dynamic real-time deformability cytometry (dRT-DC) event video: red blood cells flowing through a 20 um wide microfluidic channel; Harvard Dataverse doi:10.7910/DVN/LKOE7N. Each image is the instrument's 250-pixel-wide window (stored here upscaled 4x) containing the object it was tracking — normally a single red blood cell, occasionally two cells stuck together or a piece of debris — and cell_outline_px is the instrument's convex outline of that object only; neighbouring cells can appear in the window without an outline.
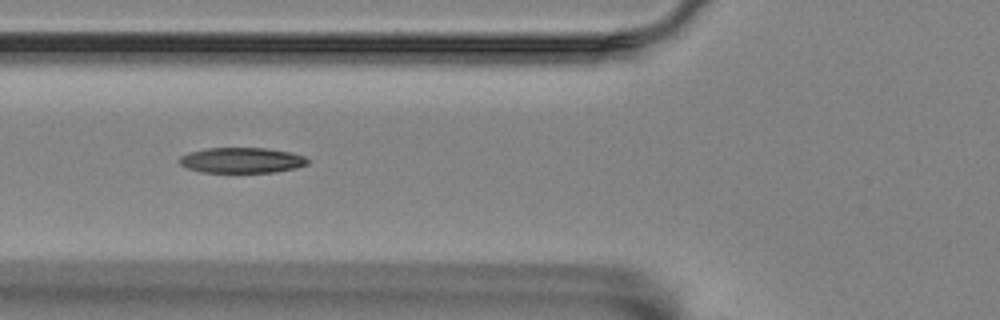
{"species": "Egyptian fruit bat (a non-hibernating species)", "species_latin": "Rousettus aegyptiacus", "temperature_condition": "room temperature", "stored_images_in_passage": 7, "camera_frame_rate_fps": 3000, "um_per_image_px": 0.085, "animal": {"sex": "female"}, "frame": {"image": 1, "passage_image": 6, "time_ms": 1.667, "image_size_px": [1000, 320], "cell_outline_px": [[308, 164], [296, 168], [272, 172], [200, 172], [188, 168], [180, 164], [180, 156], [188, 152], [208, 148], [264, 148], [292, 152], [304, 156], [308, 160]], "centroid_in_image_um": [20.55, 13.62], "position_along_channel_um": 105.3, "area_um2": 18.96}}
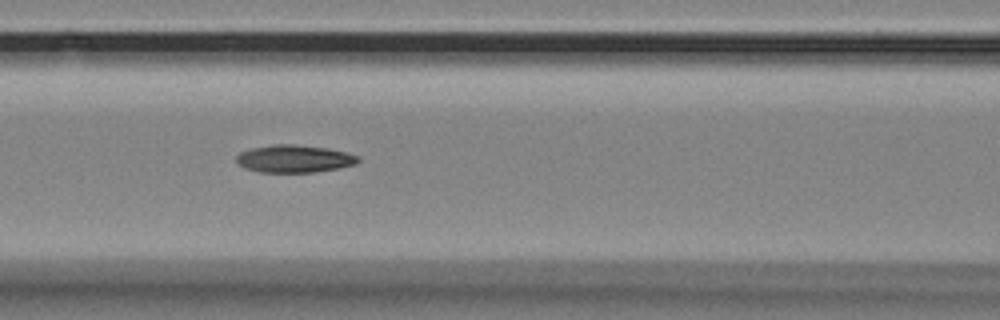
{"frame": {"image": 2, "passage_image": 7, "time_ms": 2.0, "image_size_px": [1000, 320], "cell_outline_px": [[360, 160], [356, 164], [336, 168], [312, 172], [260, 172], [244, 168], [236, 160], [236, 156], [240, 152], [252, 148], [272, 144], [292, 144], [324, 148], [344, 152], [360, 156]], "centroid_in_image_um": [24.99, 13.49], "position_along_channel_um": 141.6, "area_um2": 19.31}}